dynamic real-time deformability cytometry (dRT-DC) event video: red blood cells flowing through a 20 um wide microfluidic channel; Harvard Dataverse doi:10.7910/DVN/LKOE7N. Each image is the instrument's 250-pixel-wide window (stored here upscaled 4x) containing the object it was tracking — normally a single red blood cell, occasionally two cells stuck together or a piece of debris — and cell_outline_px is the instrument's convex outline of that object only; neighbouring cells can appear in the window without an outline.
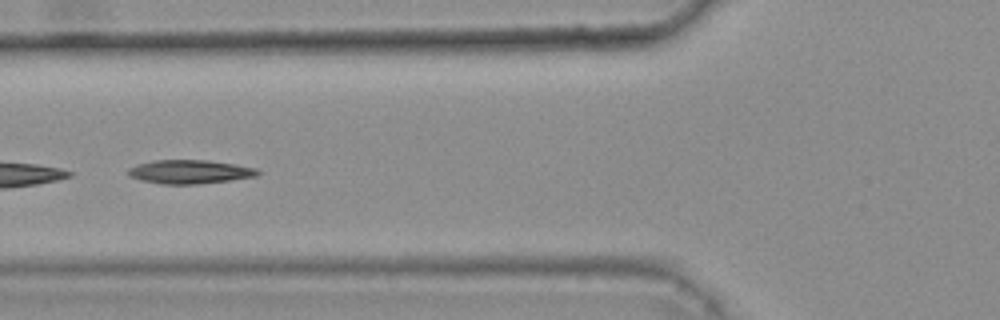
{"species": "common noctule bat (a hibernating species)", "species_latin": "Nyctalus noctula", "temperature_condition": "warm", "stored_images_in_passage": 24, "segment_of_instrument_passage": [2, 2], "camera_frame_rate_fps": 3000, "um_per_image_px": 0.085, "animal": {"sex": "female", "body_mass_g": 25.1}, "frame": {"image": 1, "passage_image": 20, "time_ms": 6.333, "image_size_px": [1000, 320], "cell_outline_px": [[260, 172], [256, 176], [200, 184], [160, 184], [140, 180], [128, 176], [128, 168], [136, 164], [156, 160], [208, 160], [236, 164], [256, 168]], "centroid_in_image_um": [16.09, 14.6], "position_along_channel_um": 109.7, "area_um2": 17.98}}